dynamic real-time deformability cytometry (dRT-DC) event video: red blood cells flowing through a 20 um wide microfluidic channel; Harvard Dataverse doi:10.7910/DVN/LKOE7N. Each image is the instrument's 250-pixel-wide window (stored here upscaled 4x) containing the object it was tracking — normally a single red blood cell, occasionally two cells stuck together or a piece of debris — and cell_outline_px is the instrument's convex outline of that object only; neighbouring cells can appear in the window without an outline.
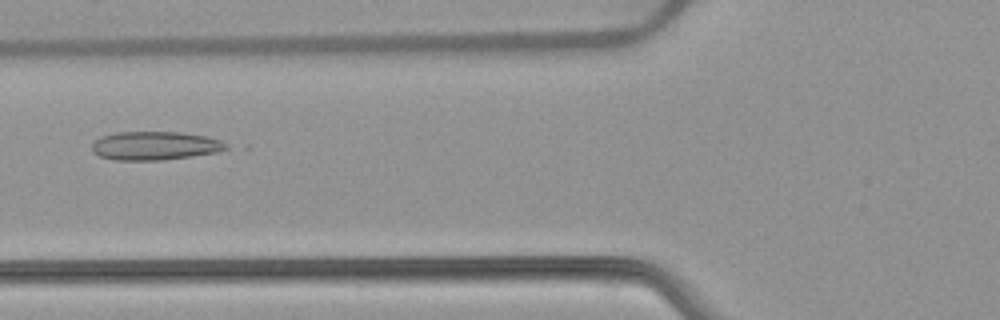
{"species": "common noctule bat (a hibernating species)", "species_latin": "Nyctalus noctula", "temperature_condition": "warm", "stored_images_in_passage": 53, "camera_frame_rate_fps": 3000, "um_per_image_px": 0.085, "animal": {"sex": "female", "body_mass_g": 22.7, "forearm_length_mm": 54.2}, "frame": {"image": 1, "passage_image": 21, "time_ms": 6.667, "image_size_px": [1000, 320], "cell_outline_px": [[228, 148], [216, 152], [192, 156], [164, 160], [116, 160], [100, 156], [92, 152], [92, 144], [100, 136], [116, 132], [180, 132], [208, 136], [220, 140], [228, 144]], "centroid_in_image_um": [13.17, 12.38], "position_along_channel_um": 112.6, "area_um2": 22.43}}
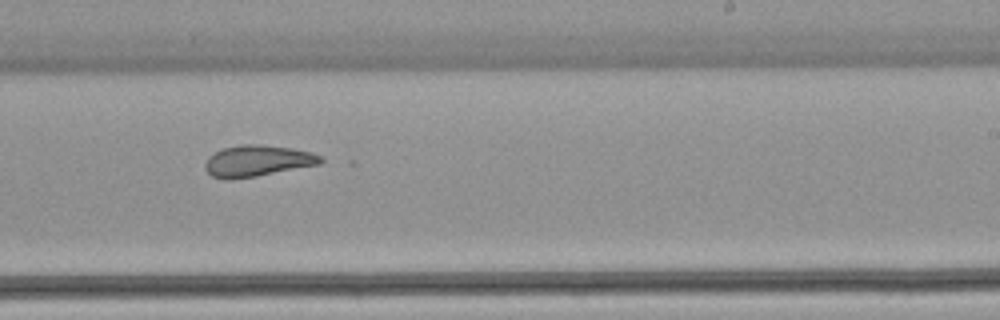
{"frame": {"image": 2, "passage_image": 33, "time_ms": 10.667, "image_size_px": [1000, 320], "cell_outline_px": [[324, 160], [320, 164], [256, 176], [228, 180], [212, 176], [204, 168], [204, 164], [208, 156], [224, 148], [240, 144], [260, 144], [292, 148], [312, 152], [320, 156]], "centroid_in_image_um": [21.87, 13.67], "position_along_channel_um": 267.1, "area_um2": 21.04}}
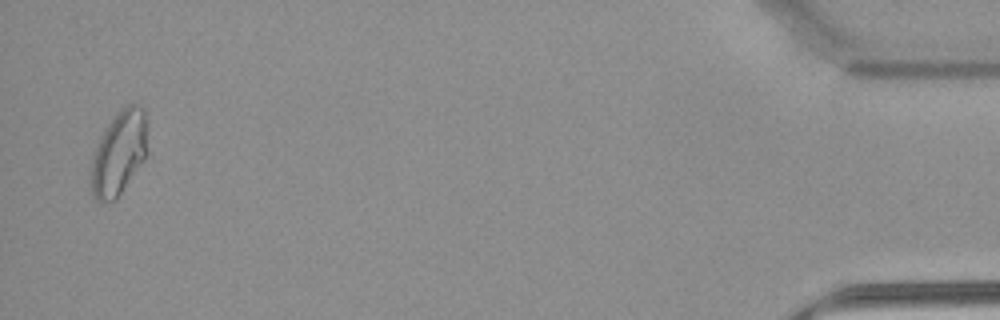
{"frame": {"image": 3, "passage_image": 52, "time_ms": 17.0, "image_size_px": [1000, 320], "cell_outline_px": [[148, 152], [144, 160], [116, 200], [100, 204], [92, 196], [88, 184], [92, 156], [100, 136], [116, 112], [128, 104], [140, 104], [144, 108], [148, 120]], "centroid_in_image_um": [10.11, 13.02], "position_along_channel_um": 425.1, "area_um2": 28.9}, "authors_computed_cell_mechanics": {"area_um2": 25.6054, "velocity_mm_per_s": 3.8676, "shape_relaxation_time_tau1_ms": null, "shape_relaxation_time_tau2_ms": 1.9411, "deformation_change_tau1": null, "deformation_change_tau2": 0.0985}}